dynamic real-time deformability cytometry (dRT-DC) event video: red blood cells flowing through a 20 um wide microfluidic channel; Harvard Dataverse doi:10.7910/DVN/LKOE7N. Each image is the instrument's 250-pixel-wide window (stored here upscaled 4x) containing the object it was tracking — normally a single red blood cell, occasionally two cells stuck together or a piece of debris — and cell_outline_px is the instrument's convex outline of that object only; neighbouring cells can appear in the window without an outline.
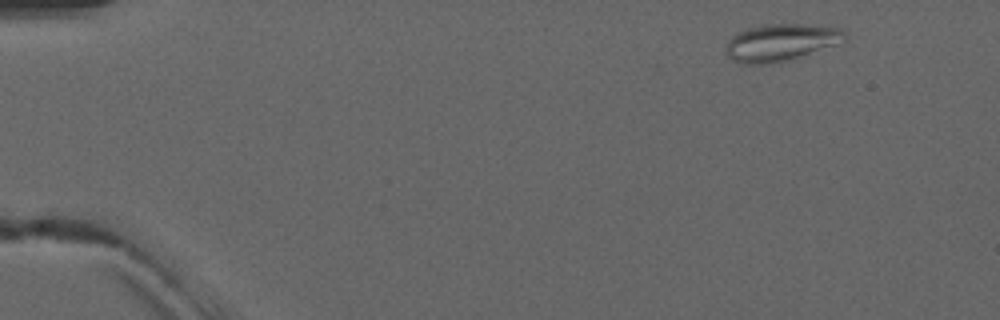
{"species": "common noctule bat (a hibernating species)", "species_latin": "Nyctalus noctula", "temperature_condition": "warm", "stored_images_in_passage": 5, "camera_frame_rate_fps": 3000, "um_per_image_px": 0.085, "animal": {"sex": "male", "forearm_length_mm": 52.5}, "frame": {"image": 1, "passage_image": 1, "time_ms": 0.0, "image_size_px": [1000, 320], "cell_outline_px": [[848, 40], [844, 44], [780, 64], [756, 68], [740, 64], [732, 60], [728, 56], [728, 40], [736, 32], [748, 28], [764, 24], [800, 24], [840, 28], [848, 36]], "centroid_in_image_um": [66.43, 3.68], "position_along_channel_um": 18.6, "area_um2": 27.22}}
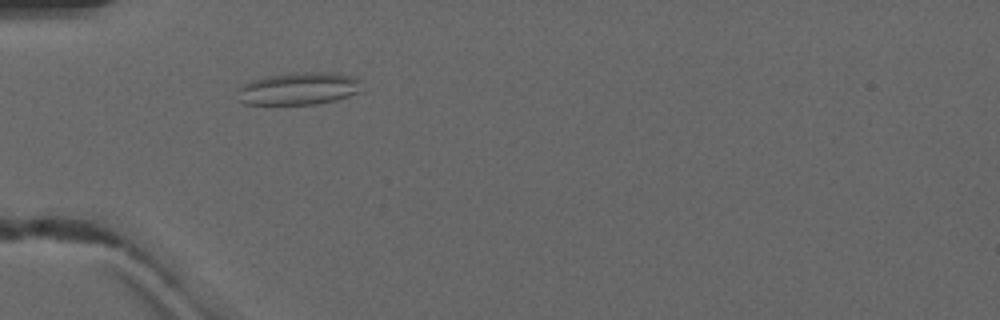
{"frame": {"image": 2, "passage_image": 4, "time_ms": 3.667, "image_size_px": [1000, 320], "cell_outline_px": [[364, 92], [316, 104], [244, 104], [236, 100], [236, 88], [252, 80], [268, 76], [296, 72], [332, 72], [352, 76], [364, 80]], "centroid_in_image_um": [25.43, 7.52], "position_along_channel_um": 59.6, "area_um2": 24.1}}
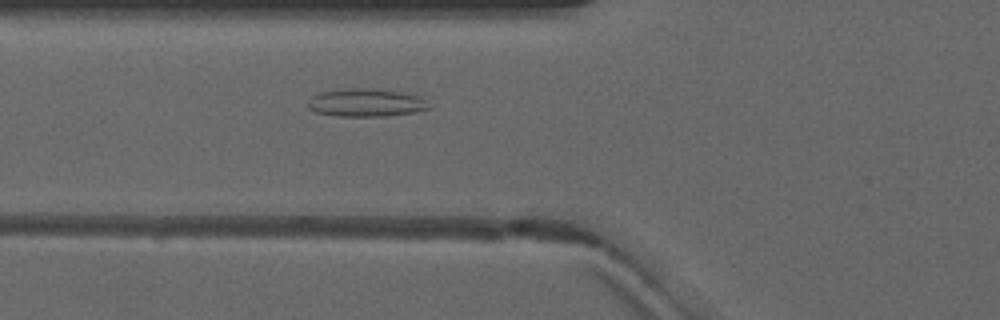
{"frame": {"image": 3, "passage_image": 5, "time_ms": 4.667, "image_size_px": [1000, 320], "cell_outline_px": [[432, 108], [416, 112], [384, 116], [336, 116], [316, 112], [308, 108], [308, 100], [312, 96], [320, 92], [344, 88], [372, 88], [400, 92], [420, 96]], "centroid_in_image_um": [31.1, 8.72], "position_along_channel_um": 94.7, "area_um2": 19.83}}